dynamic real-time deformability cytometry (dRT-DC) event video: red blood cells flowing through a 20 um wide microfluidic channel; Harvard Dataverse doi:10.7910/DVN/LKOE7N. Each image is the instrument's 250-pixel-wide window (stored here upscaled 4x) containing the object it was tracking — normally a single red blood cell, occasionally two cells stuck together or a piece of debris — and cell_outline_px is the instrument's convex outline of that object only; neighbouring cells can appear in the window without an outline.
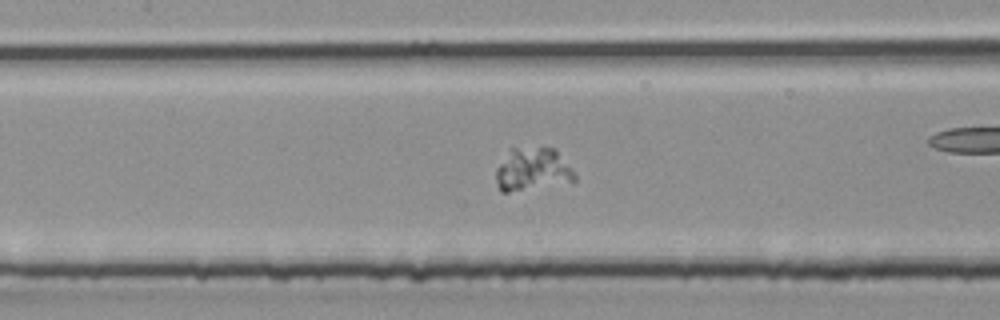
{"species": "common noctule bat (a hibernating species)", "species_latin": "Nyctalus noctula", "temperature_condition": "room temperature", "stored_images_in_passage": 35, "camera_frame_rate_fps": 3000, "um_per_image_px": 0.085, "animal": {"sex": "male", "body_mass_g": 20.4}, "frame": {"image": 1, "passage_image": 16, "time_ms": 5.0, "image_size_px": [1000, 320], "cell_outline_px": [[576, 180], [508, 192], [500, 192], [496, 184], [496, 168], [508, 148], [556, 148], [572, 168], [576, 176]], "centroid_in_image_um": [45.23, 14.37], "position_along_channel_um": 162.2, "area_um2": 19.65}}
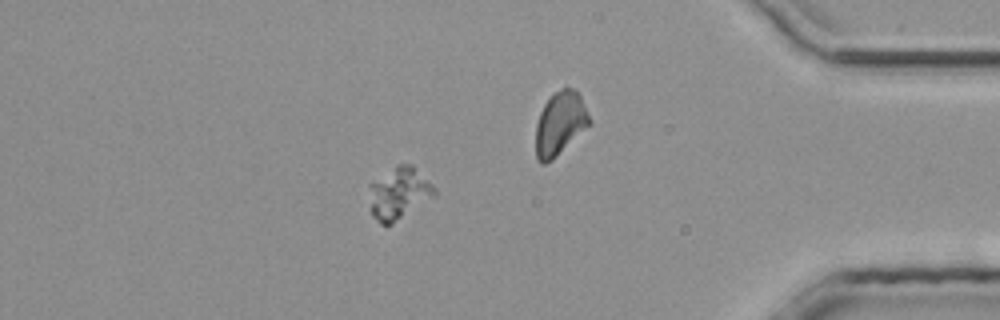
{"frame": {"image": 2, "passage_image": 30, "time_ms": 9.667, "image_size_px": [1000, 320], "cell_outline_px": [[436, 196], [392, 224], [380, 224], [372, 216], [368, 184], [396, 164], [412, 164], [436, 188]], "centroid_in_image_um": [33.91, 16.42], "position_along_channel_um": 401.3, "area_um2": 20.0}}